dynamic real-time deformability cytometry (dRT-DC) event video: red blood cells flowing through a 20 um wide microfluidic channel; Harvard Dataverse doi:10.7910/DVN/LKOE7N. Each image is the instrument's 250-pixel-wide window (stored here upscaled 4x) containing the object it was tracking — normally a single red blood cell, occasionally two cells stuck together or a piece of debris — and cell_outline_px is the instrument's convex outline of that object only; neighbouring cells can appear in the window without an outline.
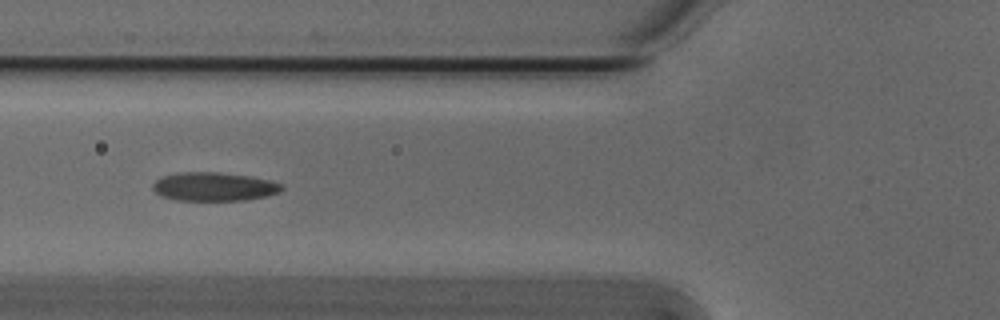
{"species": "Egyptian fruit bat (a non-hibernating species)", "species_latin": "Rousettus aegyptiacus", "temperature_condition": "cold", "stored_images_in_passage": 7, "camera_frame_rate_fps": 3000, "um_per_image_px": 0.085, "animal": {"sex": "male"}, "frame": {"image": 1, "passage_image": 5, "time_ms": 1.333, "image_size_px": [1000, 320], "cell_outline_px": [[284, 188], [280, 192], [268, 196], [248, 200], [176, 200], [160, 196], [152, 188], [152, 184], [156, 180], [164, 176], [180, 172], [216, 172], [248, 176], [268, 180], [280, 184]], "centroid_in_image_um": [18.18, 15.87], "position_along_channel_um": 107.6, "area_um2": 21.44}}
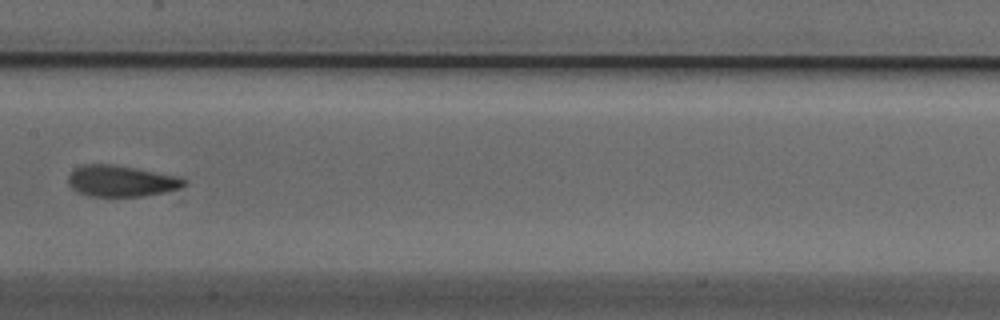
{"frame": {"image": 2, "passage_image": 7, "time_ms": 2.0, "image_size_px": [1000, 320], "cell_outline_px": [[188, 184], [180, 188], [164, 192], [144, 196], [88, 196], [76, 192], [68, 184], [68, 176], [76, 168], [84, 164], [112, 164], [136, 168], [180, 176], [188, 180]], "centroid_in_image_um": [10.33, 15.39], "position_along_channel_um": 197.1, "area_um2": 21.27}}